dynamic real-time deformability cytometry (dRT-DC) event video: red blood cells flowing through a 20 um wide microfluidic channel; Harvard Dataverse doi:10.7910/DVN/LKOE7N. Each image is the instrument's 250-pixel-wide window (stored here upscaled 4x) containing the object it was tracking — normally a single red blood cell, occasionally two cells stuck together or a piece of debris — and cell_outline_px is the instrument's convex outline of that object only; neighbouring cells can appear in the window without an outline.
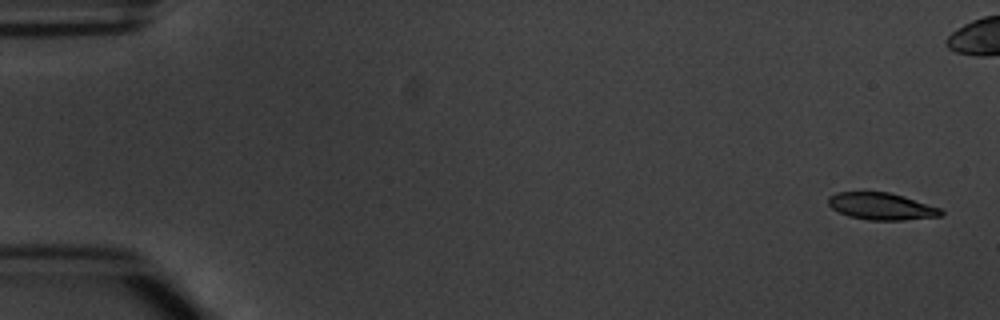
{"species": "common noctule bat (a hibernating species)", "species_latin": "Nyctalus noctula", "temperature_condition": "warm", "stored_images_in_passage": 6, "camera_frame_rate_fps": 3000, "um_per_image_px": 0.085, "animal": {"sex": "male", "body_mass_g": 20.1, "forearm_length_mm": 53.5}, "frame": {"image": 1, "passage_image": 1, "time_ms": 0.0, "image_size_px": [1000, 320], "cell_outline_px": [[944, 212], [940, 216], [904, 220], [868, 220], [848, 216], [832, 208], [828, 204], [828, 196], [836, 192], [888, 192], [904, 196], [940, 208]], "centroid_in_image_um": [74.9, 17.53], "position_along_channel_um": 10.1, "area_um2": 17.69}}